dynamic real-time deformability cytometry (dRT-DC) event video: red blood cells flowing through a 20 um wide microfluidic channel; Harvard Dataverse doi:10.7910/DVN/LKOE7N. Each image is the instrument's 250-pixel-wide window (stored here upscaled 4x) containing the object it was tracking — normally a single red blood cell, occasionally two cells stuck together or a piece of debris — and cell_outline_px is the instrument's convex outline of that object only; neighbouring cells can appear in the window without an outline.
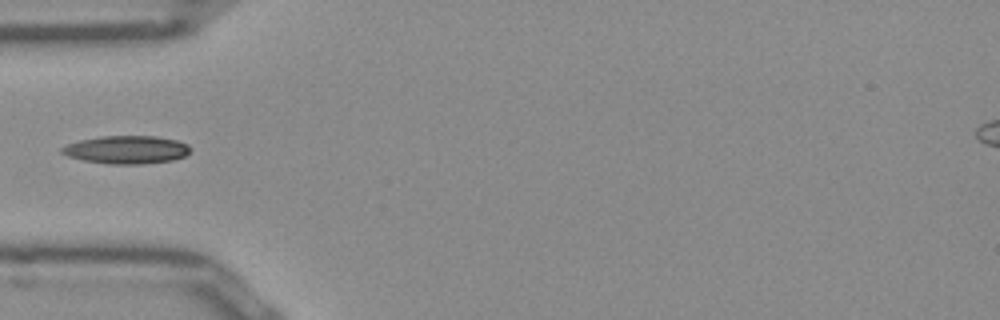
{"species": "Egyptian fruit bat (a non-hibernating species)", "species_latin": "Rousettus aegyptiacus", "temperature_condition": "room temperature", "stored_images_in_passage": 9, "camera_frame_rate_fps": 3000, "um_per_image_px": 0.085, "frame": {"image": 1, "passage_image": 1, "time_ms": 0.0, "image_size_px": [1000, 320], "cell_outline_px": [[188, 152], [184, 156], [172, 160], [140, 164], [108, 164], [84, 160], [68, 156], [60, 152], [60, 148], [68, 144], [80, 140], [100, 136], [156, 136], [176, 140], [188, 144]], "centroid_in_image_um": [10.72, 12.72], "position_along_channel_um": 74.3, "area_um2": 20.81}}